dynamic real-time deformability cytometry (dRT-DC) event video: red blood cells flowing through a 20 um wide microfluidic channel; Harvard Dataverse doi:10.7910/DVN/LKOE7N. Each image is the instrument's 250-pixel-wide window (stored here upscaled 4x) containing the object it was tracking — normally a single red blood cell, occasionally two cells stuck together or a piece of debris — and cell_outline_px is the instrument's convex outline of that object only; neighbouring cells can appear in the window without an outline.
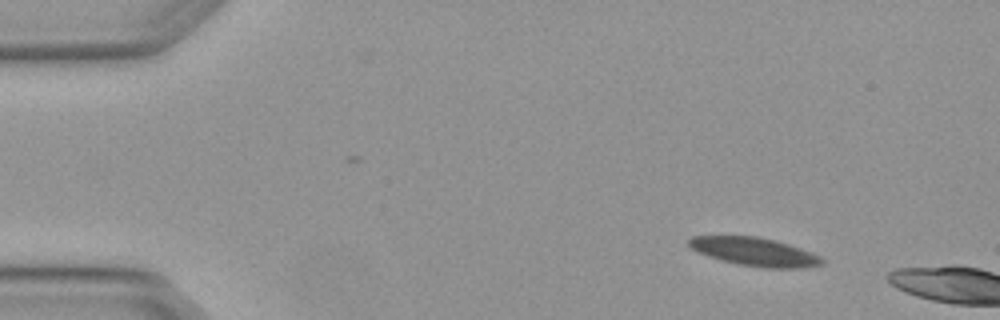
{"species": "Egyptian fruit bat (a non-hibernating species)", "species_latin": "Rousettus aegyptiacus", "temperature_condition": "warm", "stored_images_in_passage": 2, "camera_frame_rate_fps": 3000, "um_per_image_px": 0.085, "animal": {"sex": "female"}, "frame": {"image": 1, "passage_image": 1, "time_ms": 0.0, "image_size_px": [1000, 320], "cell_outline_px": [[824, 264], [800, 268], [764, 268], [740, 264], [720, 260], [696, 252], [688, 244], [688, 240], [692, 236], [756, 236], [776, 240], [812, 252], [820, 256], [824, 260]], "centroid_in_image_um": [64.14, 21.4], "position_along_channel_um": 20.9, "area_um2": 22.02}}